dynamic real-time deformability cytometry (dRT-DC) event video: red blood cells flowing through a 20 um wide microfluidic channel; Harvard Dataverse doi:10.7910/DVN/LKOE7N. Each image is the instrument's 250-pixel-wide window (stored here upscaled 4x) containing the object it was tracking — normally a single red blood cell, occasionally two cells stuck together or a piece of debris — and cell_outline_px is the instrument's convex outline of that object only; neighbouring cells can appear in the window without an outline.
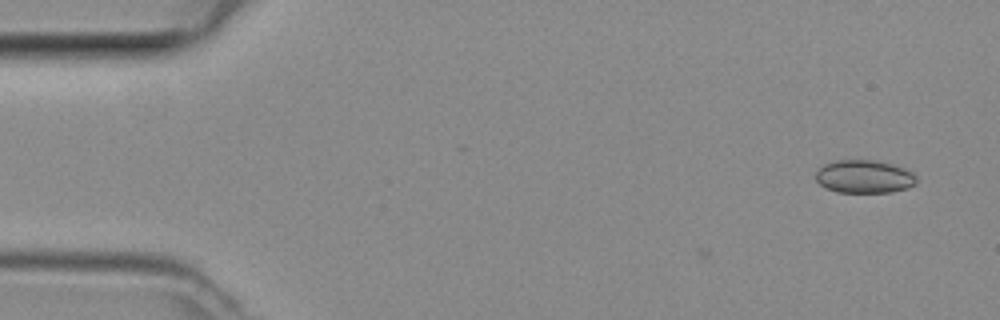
{"species": "common noctule bat (a hibernating species)", "species_latin": "Nyctalus noctula", "temperature_condition": "room temperature", "stored_images_in_passage": 3, "camera_frame_rate_fps": 3000, "um_per_image_px": 0.085, "animal": {"sex": "female", "body_mass_g": 29.2, "forearm_length_mm": 56.3}, "frame": {"image": 1, "passage_image": 1, "time_ms": 0.0, "image_size_px": [1000, 320], "cell_outline_px": [[916, 184], [908, 188], [892, 192], [836, 192], [824, 188], [816, 180], [816, 172], [824, 164], [836, 160], [876, 160], [892, 164], [904, 168], [912, 172], [916, 176]], "centroid_in_image_um": [73.46, 15.01], "position_along_channel_um": 11.5, "area_um2": 19.54}}